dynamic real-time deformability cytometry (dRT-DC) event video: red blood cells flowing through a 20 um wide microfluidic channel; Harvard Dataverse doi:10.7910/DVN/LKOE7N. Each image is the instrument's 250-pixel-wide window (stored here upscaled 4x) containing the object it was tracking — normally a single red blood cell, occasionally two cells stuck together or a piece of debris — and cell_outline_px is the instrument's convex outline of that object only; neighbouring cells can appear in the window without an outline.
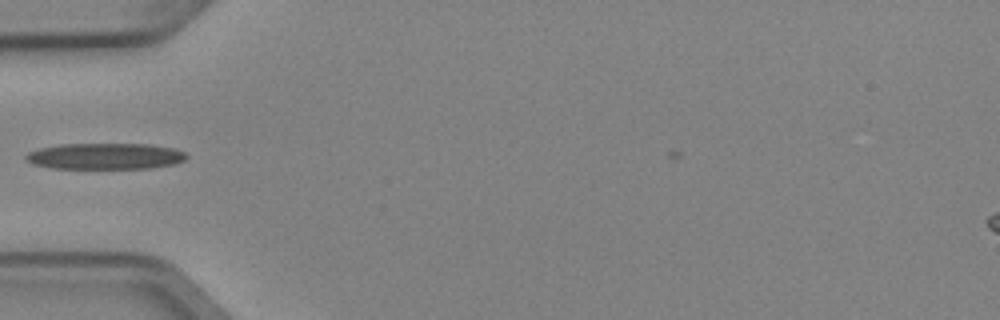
{"species": "Egyptian fruit bat (a non-hibernating species)", "species_latin": "Rousettus aegyptiacus", "temperature_condition": "cold", "stored_images_in_passage": 2, "camera_frame_rate_fps": 3000, "um_per_image_px": 0.085, "animal": {"sex": "female"}, "frame": {"image": 1, "passage_image": 1, "time_ms": 0.0, "image_size_px": [1000, 320], "cell_outline_px": [[188, 156], [184, 160], [172, 164], [152, 168], [52, 168], [32, 164], [24, 160], [24, 156], [28, 152], [40, 148], [60, 144], [148, 144], [176, 148], [184, 152]], "centroid_in_image_um": [8.92, 13.27], "position_along_channel_um": 76.1, "area_um2": 24.57}}
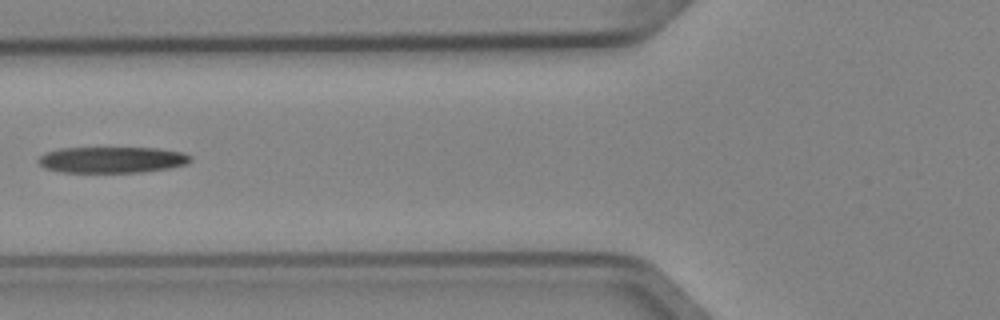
{"frame": {"image": 2, "passage_image": 2, "time_ms": 0.333, "image_size_px": [1000, 320], "cell_outline_px": [[192, 160], [184, 164], [168, 168], [140, 172], [60, 172], [44, 168], [36, 160], [40, 156], [48, 152], [60, 148], [156, 148], [184, 152], [192, 156]], "centroid_in_image_um": [9.51, 13.58], "position_along_channel_um": 116.3, "area_um2": 23.12}}